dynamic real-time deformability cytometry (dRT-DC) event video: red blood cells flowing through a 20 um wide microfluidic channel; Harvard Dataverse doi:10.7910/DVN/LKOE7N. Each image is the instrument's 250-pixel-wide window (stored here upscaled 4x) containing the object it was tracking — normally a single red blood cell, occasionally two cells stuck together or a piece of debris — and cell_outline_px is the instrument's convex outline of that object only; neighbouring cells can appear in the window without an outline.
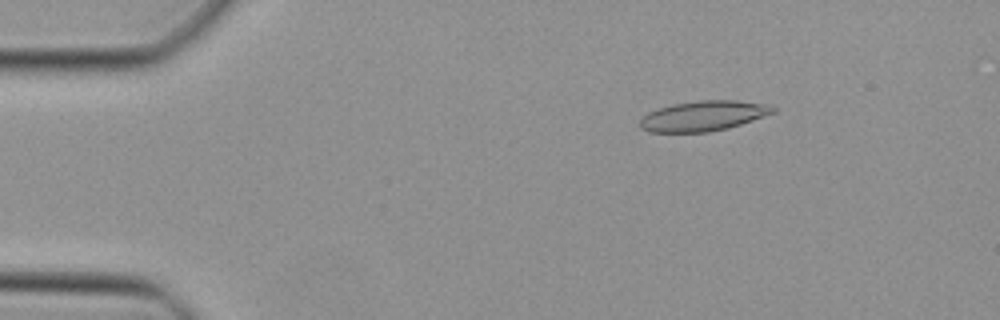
{"species": "Egyptian fruit bat (a non-hibernating species)", "species_latin": "Rousettus aegyptiacus", "temperature_condition": "cold", "stored_images_in_passage": 44, "camera_frame_rate_fps": 3000, "um_per_image_px": 0.085, "animal": {"sex": "female"}, "frame": {"image": 1, "passage_image": 4, "time_ms": 1.0, "image_size_px": [1000, 320], "cell_outline_px": [[776, 112], [728, 128], [708, 132], [648, 132], [640, 128], [640, 120], [648, 112], [672, 104], [700, 100], [736, 100], [768, 104], [776, 108]], "centroid_in_image_um": [59.79, 9.85], "position_along_channel_um": 25.2, "area_um2": 23.35}}
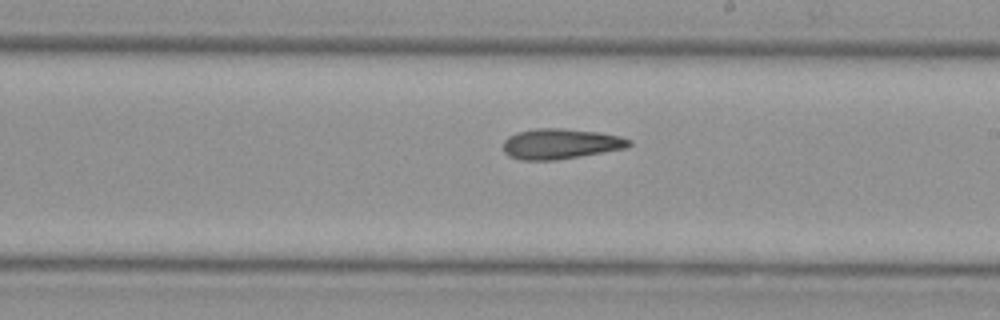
{"frame": {"image": 2, "passage_image": 24, "time_ms": 7.667, "image_size_px": [1000, 320], "cell_outline_px": [[632, 144], [628, 148], [556, 160], [520, 160], [508, 156], [504, 152], [504, 140], [508, 136], [516, 132], [536, 128], [564, 128], [600, 132], [620, 136], [632, 140]], "centroid_in_image_um": [47.66, 12.22], "position_along_channel_um": 241.3, "area_um2": 22.54}}
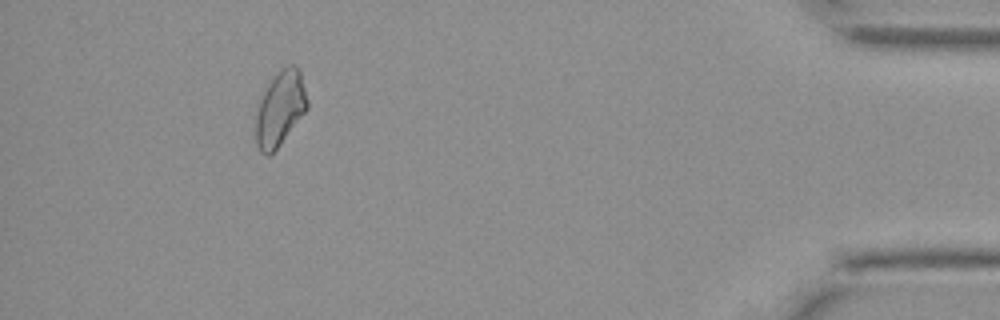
{"frame": {"image": 3, "passage_image": 40, "time_ms": 13.0, "image_size_px": [1000, 320], "cell_outline_px": [[308, 108], [276, 148], [268, 156], [260, 152], [256, 144], [256, 116], [260, 100], [272, 76], [280, 68], [288, 64], [296, 64], [300, 72], [308, 100]], "centroid_in_image_um": [23.81, 9.18], "position_along_channel_um": 411.4, "area_um2": 22.2}}